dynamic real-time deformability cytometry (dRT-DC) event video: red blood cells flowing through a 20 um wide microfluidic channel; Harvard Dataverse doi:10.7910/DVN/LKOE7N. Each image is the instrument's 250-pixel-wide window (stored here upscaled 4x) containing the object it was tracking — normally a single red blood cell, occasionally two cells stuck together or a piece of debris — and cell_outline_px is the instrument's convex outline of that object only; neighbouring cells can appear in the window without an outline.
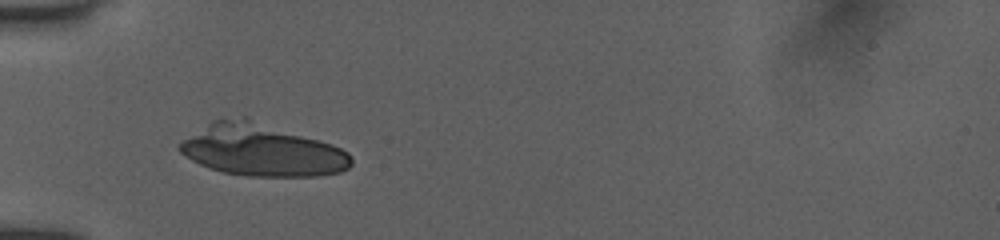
{"species": "human", "species_latin": "Homo sapiens", "temperature_condition": "room temperature", "stored_images_in_passage": 3, "camera_frame_rate_fps": 3000, "um_per_image_px": 0.085, "donor": {"sex": "female"}, "frame": {"image": 1, "passage_image": 1, "time_ms": 0.0, "image_size_px": [1000, 240], "cell_outline_px": [[352, 164], [348, 168], [340, 172], [316, 176], [248, 176], [220, 172], [200, 164], [192, 160], [180, 152], [176, 148], [176, 144], [212, 120], [244, 116], [332, 144], [348, 152], [352, 156]], "centroid_in_image_um": [22.22, 12.76], "position_along_channel_um": 62.8, "area_um2": 52.14}}
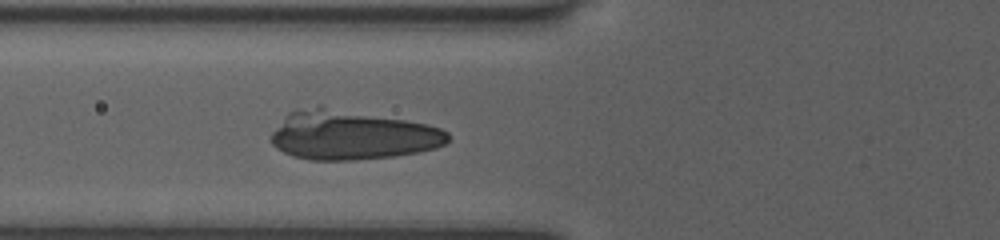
{"frame": {"image": 2, "passage_image": 3, "time_ms": 1.0, "image_size_px": [1000, 240], "cell_outline_px": [[448, 140], [444, 144], [436, 148], [416, 152], [392, 156], [352, 160], [308, 160], [292, 156], [276, 148], [272, 144], [272, 132], [284, 116], [288, 112], [296, 108], [316, 104], [324, 104], [428, 124], [440, 128], [448, 132]], "centroid_in_image_um": [29.85, 11.43], "position_along_channel_um": 96.0, "area_um2": 51.67}}